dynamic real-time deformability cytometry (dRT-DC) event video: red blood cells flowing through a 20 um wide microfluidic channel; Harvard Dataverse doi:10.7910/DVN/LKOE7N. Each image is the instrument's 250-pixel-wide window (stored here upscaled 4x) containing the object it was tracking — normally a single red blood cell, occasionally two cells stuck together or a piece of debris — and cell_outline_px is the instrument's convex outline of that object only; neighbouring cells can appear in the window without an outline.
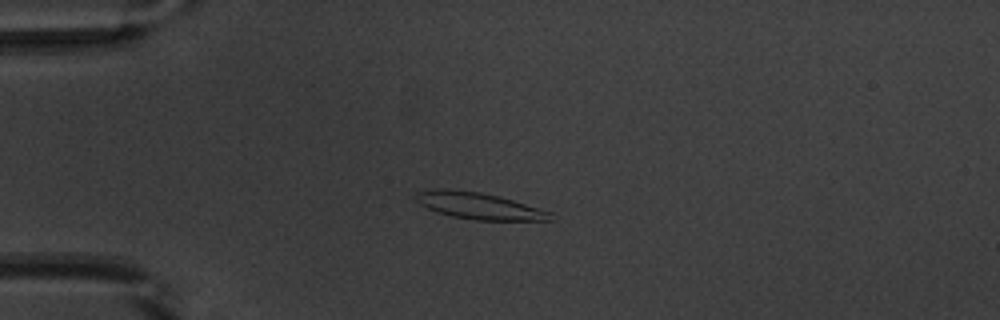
{"species": "common noctule bat (a hibernating species)", "species_latin": "Nyctalus noctula", "temperature_condition": "warm", "stored_images_in_passage": 52, "camera_frame_rate_fps": 3000, "um_per_image_px": 0.085, "animal": {"sex": "male", "body_mass_g": 20.1, "forearm_length_mm": 53.5}, "frame": {"image": 1, "passage_image": 13, "time_ms": 4.0, "image_size_px": [1000, 320], "cell_outline_px": [[552, 220], [476, 220], [452, 216], [436, 212], [420, 204], [416, 200], [416, 192], [432, 188], [448, 188], [480, 192], [500, 196], [552, 212]], "centroid_in_image_um": [40.68, 17.48], "position_along_channel_um": 44.3, "area_um2": 20.92}}
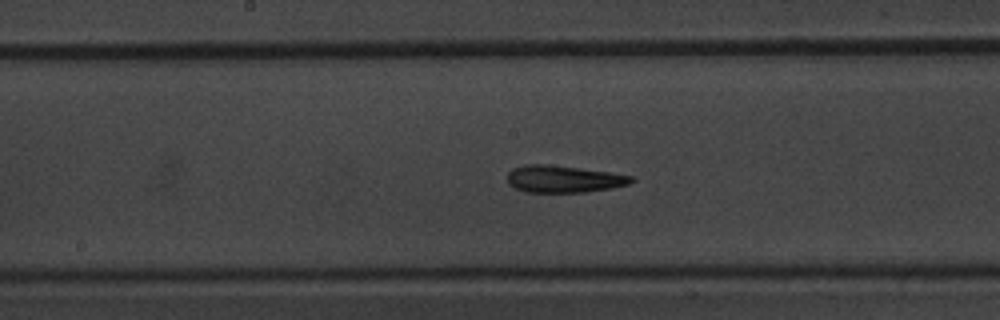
{"frame": {"image": 2, "passage_image": 27, "time_ms": 8.667, "image_size_px": [1000, 320], "cell_outline_px": [[636, 180], [628, 184], [612, 188], [584, 192], [524, 192], [508, 184], [508, 172], [512, 168], [524, 164], [548, 164], [580, 168], [608, 172], [632, 176]], "centroid_in_image_um": [47.88, 15.21], "position_along_channel_um": 200.3, "area_um2": 19.59}}
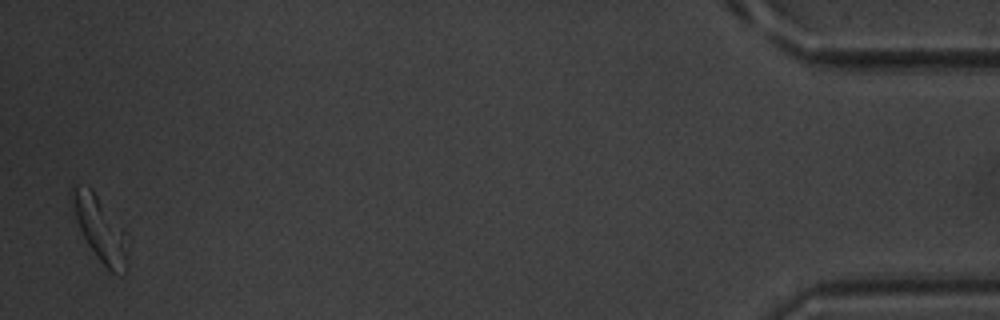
{"frame": {"image": 3, "passage_image": 51, "time_ms": 16.667, "image_size_px": [1000, 320], "cell_outline_px": [[128, 272], [112, 272], [96, 256], [88, 244], [80, 228], [68, 192], [72, 184], [76, 184], [92, 188], [124, 228], [128, 268]], "centroid_in_image_um": [8.5, 19.38], "position_along_channel_um": 426.7, "area_um2": 20.75}, "authors_computed_cell_mechanics": {"area_um2": 19.9988, "velocity_mm_per_s": 3.8809, "shape_relaxation_time_tau1_ms": 5.5597, "shape_relaxation_time_tau2_ms": 3.2501, "deformation_change_tau1": 0.1651, "deformation_change_tau2": 0.1221}}